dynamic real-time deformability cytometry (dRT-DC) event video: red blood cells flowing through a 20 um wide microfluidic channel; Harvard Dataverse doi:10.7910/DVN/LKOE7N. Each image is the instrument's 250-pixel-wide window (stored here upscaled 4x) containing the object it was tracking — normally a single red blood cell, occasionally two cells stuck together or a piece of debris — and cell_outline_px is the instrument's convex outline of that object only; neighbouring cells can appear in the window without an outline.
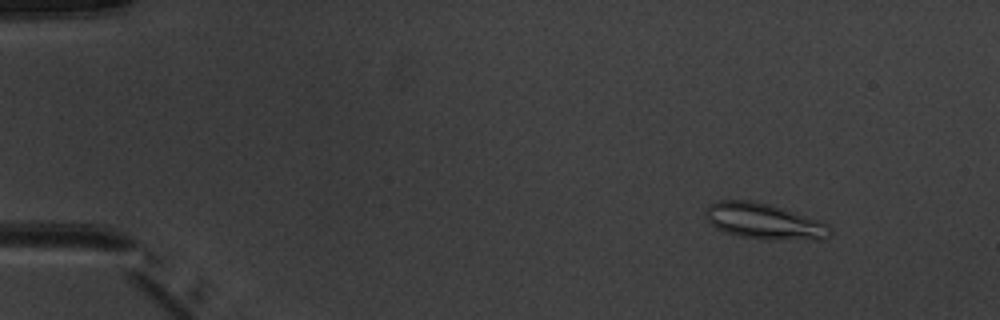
{"species": "common noctule bat (a hibernating species)", "species_latin": "Nyctalus noctula", "temperature_condition": "warm", "stored_images_in_passage": 7, "camera_frame_rate_fps": 3000, "um_per_image_px": 0.085, "animal": {"sex": "male", "body_mass_g": 20.1, "forearm_length_mm": 53.5}, "frame": {"image": 1, "passage_image": 2, "time_ms": 1.0, "image_size_px": [1000, 320], "cell_outline_px": [[832, 232], [828, 236], [820, 240], [764, 240], [740, 236], [724, 232], [716, 228], [708, 220], [704, 212], [708, 204], [720, 200], [752, 200], [784, 208], [828, 224], [832, 228]], "centroid_in_image_um": [64.95, 18.82], "position_along_channel_um": 20.0, "area_um2": 26.3}}
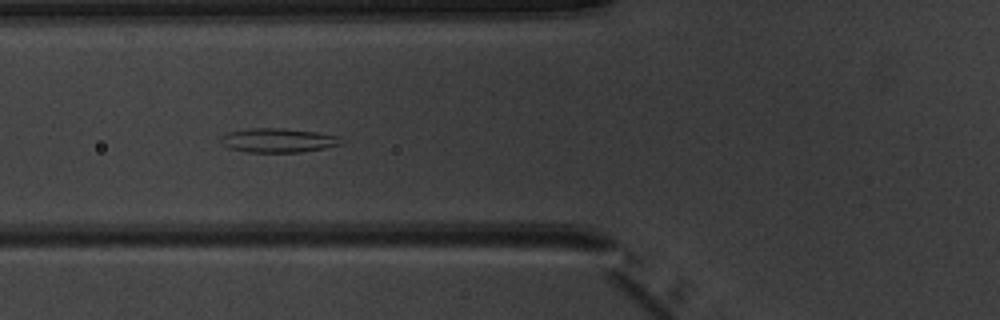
{"frame": {"image": 2, "passage_image": 6, "time_ms": 5.667, "image_size_px": [1000, 320], "cell_outline_px": [[340, 144], [324, 148], [300, 152], [248, 152], [228, 148], [224, 144], [220, 136], [228, 132], [248, 128], [284, 128], [316, 132], [340, 136]], "centroid_in_image_um": [23.61, 11.92], "position_along_channel_um": 102.2, "area_um2": 16.82}}
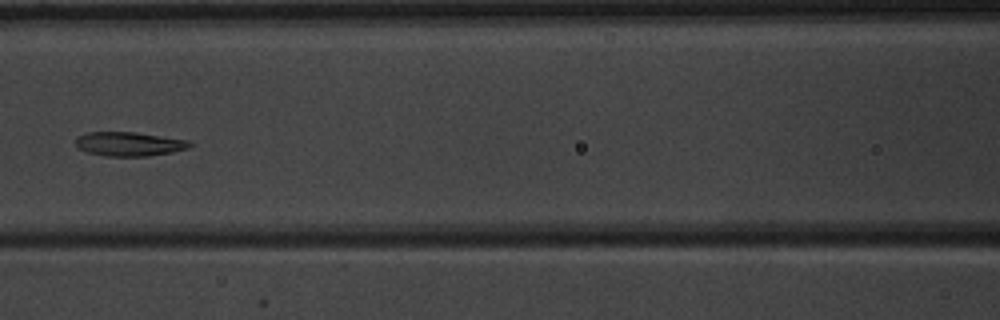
{"frame": {"image": 3, "passage_image": 7, "time_ms": 7.0, "image_size_px": [1000, 320], "cell_outline_px": [[196, 144], [188, 148], [172, 152], [148, 156], [108, 156], [88, 152], [80, 148], [76, 144], [76, 136], [84, 132], [136, 132], [188, 140]], "centroid_in_image_um": [11.01, 12.23], "position_along_channel_um": 155.6, "area_um2": 16.07}}